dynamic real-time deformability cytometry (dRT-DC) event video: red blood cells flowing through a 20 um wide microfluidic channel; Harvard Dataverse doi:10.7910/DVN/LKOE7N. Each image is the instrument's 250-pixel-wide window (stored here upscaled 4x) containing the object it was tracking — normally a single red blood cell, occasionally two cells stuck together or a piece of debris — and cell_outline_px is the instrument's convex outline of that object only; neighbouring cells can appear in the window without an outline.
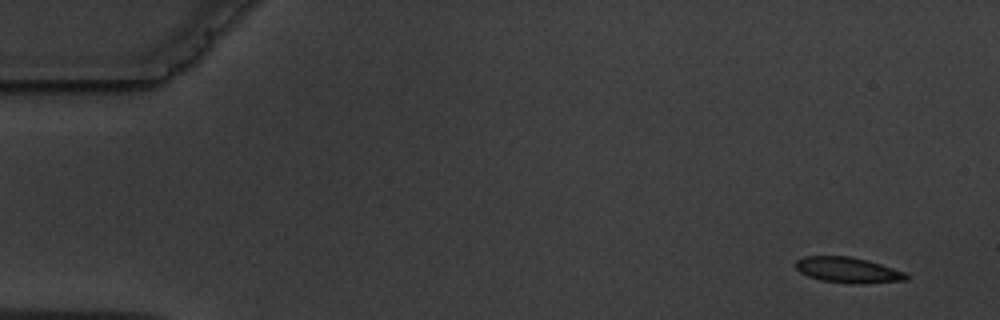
{"species": "common noctule bat (a hibernating species)", "species_latin": "Nyctalus noctula", "temperature_condition": "warm", "stored_images_in_passage": 4, "camera_frame_rate_fps": 3000, "um_per_image_px": 0.085, "animal": {"sex": "male", "body_mass_g": 19.5, "forearm_length_mm": 54.6}, "frame": {"image": 1, "passage_image": 1, "time_ms": 0.0, "image_size_px": [1000, 320], "cell_outline_px": [[908, 280], [864, 284], [848, 284], [820, 280], [808, 276], [800, 272], [796, 268], [796, 260], [804, 256], [848, 256], [868, 260], [904, 272], [908, 276]], "centroid_in_image_um": [72.06, 22.96], "position_along_channel_um": 12.9, "area_um2": 16.59}}